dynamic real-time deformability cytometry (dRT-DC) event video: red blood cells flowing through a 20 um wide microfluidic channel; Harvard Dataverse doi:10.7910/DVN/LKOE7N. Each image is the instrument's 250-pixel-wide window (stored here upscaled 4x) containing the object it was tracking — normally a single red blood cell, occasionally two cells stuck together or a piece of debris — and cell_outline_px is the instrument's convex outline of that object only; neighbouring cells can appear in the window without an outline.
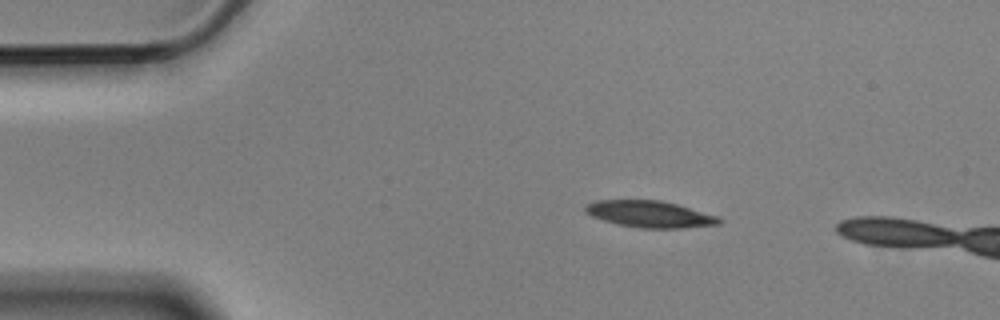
{"species": "Egyptian fruit bat (a non-hibernating species)", "species_latin": "Rousettus aegyptiacus", "temperature_condition": "cold", "stored_images_in_passage": 3, "camera_frame_rate_fps": 3000, "um_per_image_px": 0.085, "animal": {"sex": "male"}, "frame": {"image": 1, "passage_image": 1, "time_ms": 0.0, "image_size_px": [1000, 320], "cell_outline_px": [[724, 220], [720, 224], [684, 228], [640, 228], [616, 224], [592, 216], [584, 212], [584, 204], [596, 200], [660, 200], [676, 204], [716, 216]], "centroid_in_image_um": [55.19, 18.2], "position_along_channel_um": 29.8, "area_um2": 20.75}}